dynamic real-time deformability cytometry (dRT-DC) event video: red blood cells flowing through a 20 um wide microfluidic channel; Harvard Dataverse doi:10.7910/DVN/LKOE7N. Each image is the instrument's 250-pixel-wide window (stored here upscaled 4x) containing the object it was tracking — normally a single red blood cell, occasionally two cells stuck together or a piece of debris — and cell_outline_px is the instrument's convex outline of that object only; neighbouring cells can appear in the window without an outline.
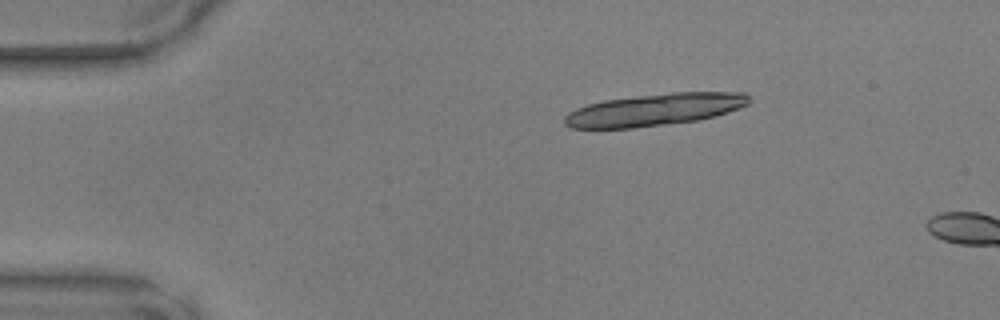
{"species": "common noctule bat (a hibernating species)", "species_latin": "Nyctalus noctula", "temperature_condition": "warm", "stored_images_in_passage": 3, "camera_frame_rate_fps": 3000, "um_per_image_px": 0.085, "animal": {"sex": "male", "body_mass_g": 17.9, "forearm_length_mm": 54.2}, "frame": {"image": 1, "passage_image": 1, "time_ms": 0.0, "image_size_px": [1000, 320], "cell_outline_px": [[752, 100], [748, 104], [740, 108], [716, 116], [700, 120], [668, 124], [632, 128], [572, 128], [564, 124], [564, 116], [568, 112], [576, 108], [588, 104], [604, 100], [672, 92], [744, 92]], "centroid_in_image_um": [55.67, 9.32], "position_along_channel_um": 29.3, "area_um2": 34.68}}